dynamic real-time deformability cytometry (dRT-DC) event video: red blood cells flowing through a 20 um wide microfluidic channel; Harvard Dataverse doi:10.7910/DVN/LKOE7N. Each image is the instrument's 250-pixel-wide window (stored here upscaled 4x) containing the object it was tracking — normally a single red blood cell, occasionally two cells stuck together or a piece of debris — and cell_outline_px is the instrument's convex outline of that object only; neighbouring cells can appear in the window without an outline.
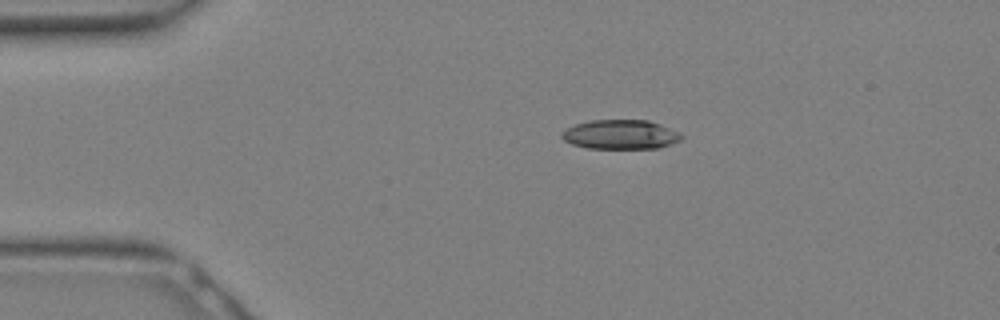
{"species": "Egyptian fruit bat (a non-hibernating species)", "species_latin": "Rousettus aegyptiacus", "temperature_condition": "warm", "stored_images_in_passage": 6, "camera_frame_rate_fps": 3000, "um_per_image_px": 0.085, "animal": {"sex": "female"}, "frame": {"image": 1, "passage_image": 1, "time_ms": 0.0, "image_size_px": [1000, 320], "cell_outline_px": [[684, 136], [680, 140], [672, 144], [660, 148], [588, 148], [572, 144], [564, 140], [560, 136], [560, 132], [576, 124], [592, 120], [648, 120], [660, 124], [680, 132]], "centroid_in_image_um": [52.77, 11.43], "position_along_channel_um": 32.2, "area_um2": 20.52}}
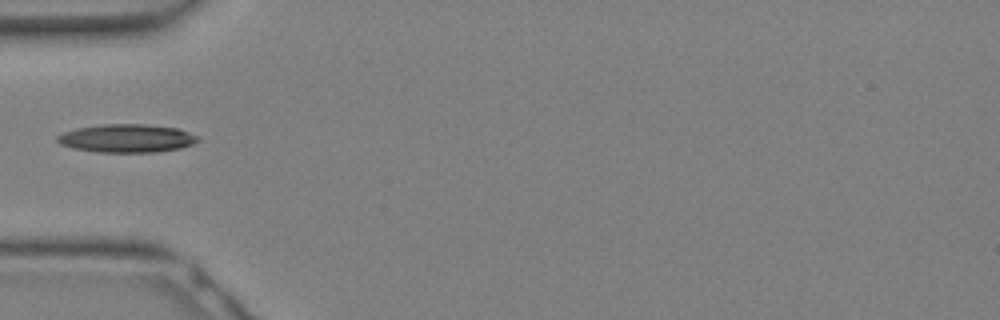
{"frame": {"image": 2, "passage_image": 5, "time_ms": 1.333, "image_size_px": [1000, 320], "cell_outline_px": [[200, 140], [192, 144], [180, 148], [156, 152], [96, 152], [72, 148], [60, 144], [56, 140], [56, 136], [64, 132], [76, 128], [100, 124], [148, 124], [180, 128], [200, 136]], "centroid_in_image_um": [10.8, 11.75], "position_along_channel_um": 74.2, "area_um2": 23.47}}